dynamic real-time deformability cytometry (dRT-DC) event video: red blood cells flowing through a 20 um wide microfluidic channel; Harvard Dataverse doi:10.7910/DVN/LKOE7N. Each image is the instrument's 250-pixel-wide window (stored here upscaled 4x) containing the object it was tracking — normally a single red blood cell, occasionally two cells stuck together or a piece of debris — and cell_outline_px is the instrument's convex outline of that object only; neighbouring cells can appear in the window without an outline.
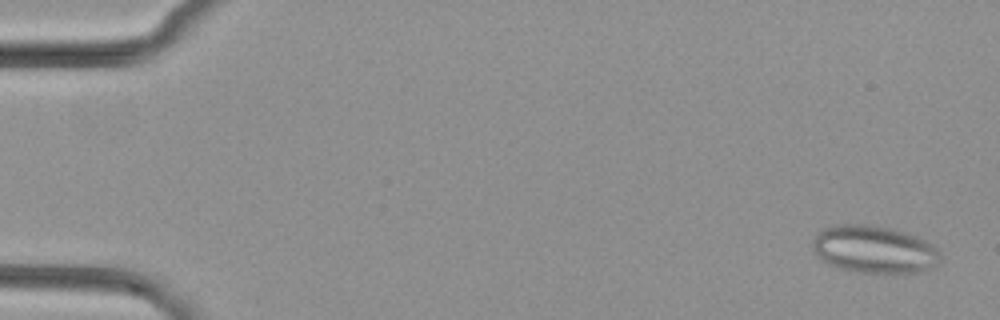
{"species": "common noctule bat (a hibernating species)", "species_latin": "Nyctalus noctula", "temperature_condition": "cold", "stored_images_in_passage": 5, "camera_frame_rate_fps": 3000, "um_per_image_px": 0.085, "animal": {"sex": "female", "body_mass_g": 29.2, "forearm_length_mm": 56.3}, "frame": {"image": 1, "passage_image": 1, "time_ms": 0.0, "image_size_px": [1000, 320], "cell_outline_px": [[940, 260], [936, 268], [920, 272], [896, 276], [856, 272], [840, 268], [828, 264], [812, 248], [812, 240], [824, 228], [832, 224], [876, 224], [892, 228], [916, 236], [932, 244], [940, 252]], "centroid_in_image_um": [74.37, 21.23], "position_along_channel_um": 10.6, "area_um2": 36.41}}